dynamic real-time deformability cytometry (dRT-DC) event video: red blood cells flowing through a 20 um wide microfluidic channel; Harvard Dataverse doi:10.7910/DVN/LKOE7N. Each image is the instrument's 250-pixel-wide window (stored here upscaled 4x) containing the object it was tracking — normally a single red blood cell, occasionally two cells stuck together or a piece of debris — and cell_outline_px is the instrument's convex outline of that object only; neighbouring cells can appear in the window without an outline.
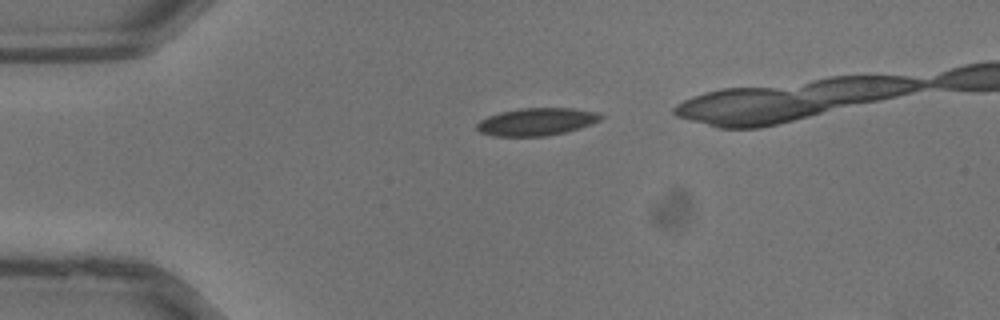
{"species": "common noctule bat (a hibernating species)", "species_latin": "Nyctalus noctula", "temperature_condition": "warm", "stored_images_in_passage": 23, "camera_frame_rate_fps": 3000, "um_per_image_px": 0.085, "animal": {"sex": "male", "body_mass_g": 13.3}, "frame": {"image": 1, "passage_image": 1, "time_ms": 0.0, "image_size_px": [1000, 320], "cell_outline_px": [[604, 116], [600, 120], [592, 124], [580, 128], [548, 136], [492, 136], [480, 132], [476, 128], [476, 124], [480, 120], [488, 116], [500, 112], [520, 108], [572, 108], [596, 112]], "centroid_in_image_um": [45.6, 10.35], "position_along_channel_um": 39.4, "area_um2": 19.94}}
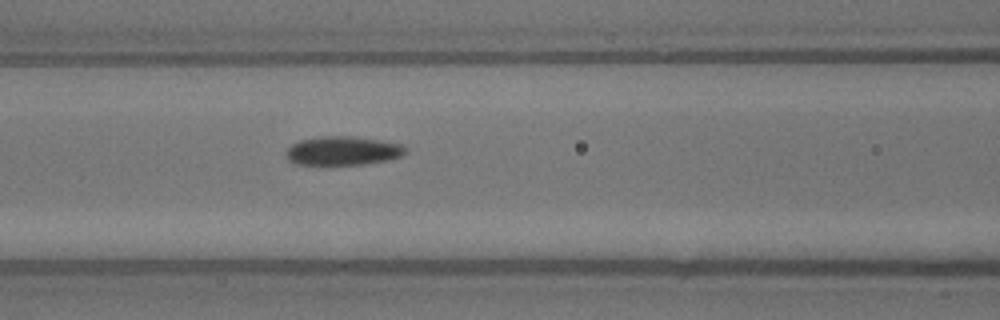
{"frame": {"image": 2, "passage_image": 8, "time_ms": 2.333, "image_size_px": [1000, 320], "cell_outline_px": [[408, 152], [400, 156], [388, 160], [364, 164], [296, 164], [288, 160], [284, 156], [288, 148], [292, 144], [300, 140], [320, 136], [348, 136], [376, 140], [400, 144], [408, 148]], "centroid_in_image_um": [29.12, 12.82], "position_along_channel_um": 137.5, "area_um2": 19.94}}
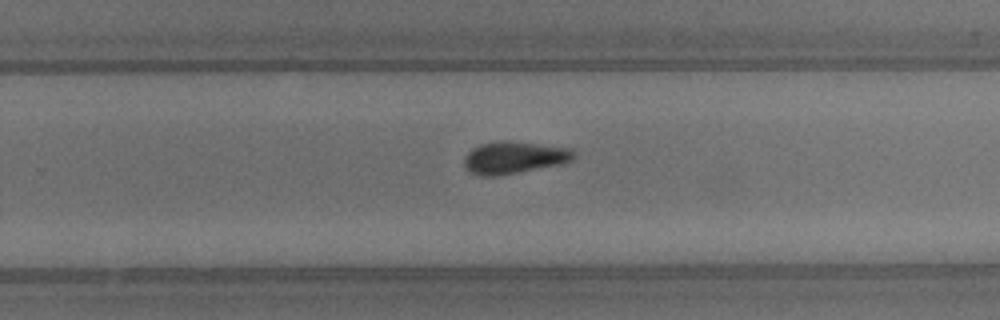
{"frame": {"image": 3, "passage_image": 16, "time_ms": 5.0, "image_size_px": [1000, 320], "cell_outline_px": [[576, 156], [572, 160], [564, 164], [496, 176], [480, 176], [468, 172], [464, 164], [464, 156], [472, 148], [480, 144], [500, 140], [504, 140], [572, 148]], "centroid_in_image_um": [43.69, 13.4], "position_along_channel_um": 286.1, "area_um2": 20.81}}